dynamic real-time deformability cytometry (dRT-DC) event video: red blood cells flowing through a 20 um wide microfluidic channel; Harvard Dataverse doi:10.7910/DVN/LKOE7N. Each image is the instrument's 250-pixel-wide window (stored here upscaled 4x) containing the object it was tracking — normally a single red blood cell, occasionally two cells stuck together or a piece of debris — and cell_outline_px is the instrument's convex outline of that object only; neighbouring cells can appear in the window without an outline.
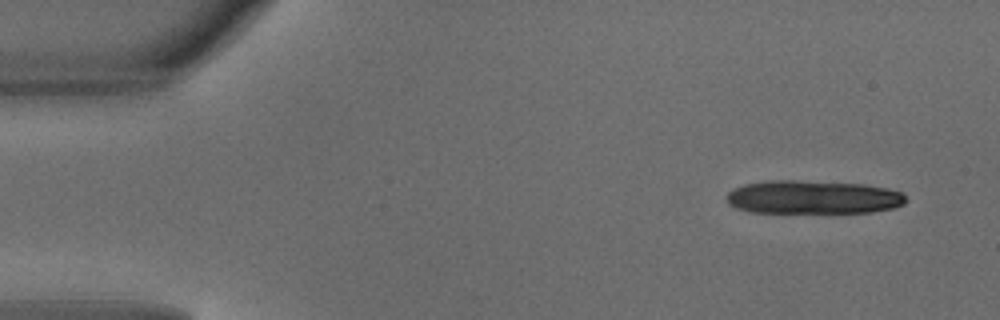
{"species": "common noctule bat (a hibernating species)", "species_latin": "Nyctalus noctula", "temperature_condition": "warm", "stored_images_in_passage": 4, "camera_frame_rate_fps": 3000, "um_per_image_px": 0.085, "animal": {"sex": "male", "body_mass_g": 18.8}, "frame": {"image": 1, "passage_image": 1, "time_ms": 0.0, "image_size_px": [1000, 320], "cell_outline_px": [[908, 200], [904, 204], [892, 208], [872, 212], [748, 212], [736, 208], [728, 204], [724, 196], [732, 188], [744, 184], [764, 180], [796, 180], [864, 184], [888, 188], [900, 192]], "centroid_in_image_um": [69.04, 16.75], "position_along_channel_um": 16.0, "area_um2": 35.26}}